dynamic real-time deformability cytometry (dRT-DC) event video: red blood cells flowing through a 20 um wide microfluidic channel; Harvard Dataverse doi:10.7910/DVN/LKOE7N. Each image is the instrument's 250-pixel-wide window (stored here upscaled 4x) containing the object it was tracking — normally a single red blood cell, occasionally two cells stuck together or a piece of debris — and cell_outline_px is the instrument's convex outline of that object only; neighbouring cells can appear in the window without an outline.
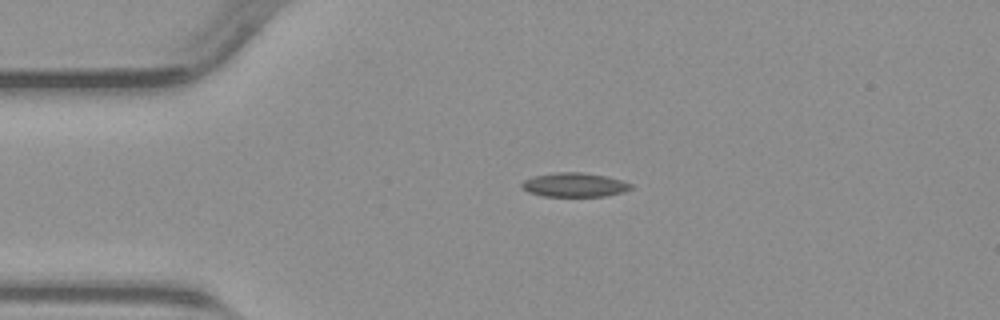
{"species": "common noctule bat (a hibernating species)", "species_latin": "Nyctalus noctula", "temperature_condition": "warm", "stored_images_in_passage": 40, "camera_frame_rate_fps": 3000, "um_per_image_px": 0.085, "animal": {"sex": "male", "body_mass_g": 23.1, "forearm_length_mm": 52.7}, "frame": {"image": 1, "passage_image": 1, "time_ms": 0.0, "image_size_px": [1000, 320], "cell_outline_px": [[632, 188], [624, 192], [604, 196], [544, 196], [528, 192], [520, 188], [520, 184], [524, 180], [532, 176], [556, 172], [584, 172], [608, 176], [632, 184]], "centroid_in_image_um": [48.8, 15.7], "position_along_channel_um": 36.2, "area_um2": 15.49}}
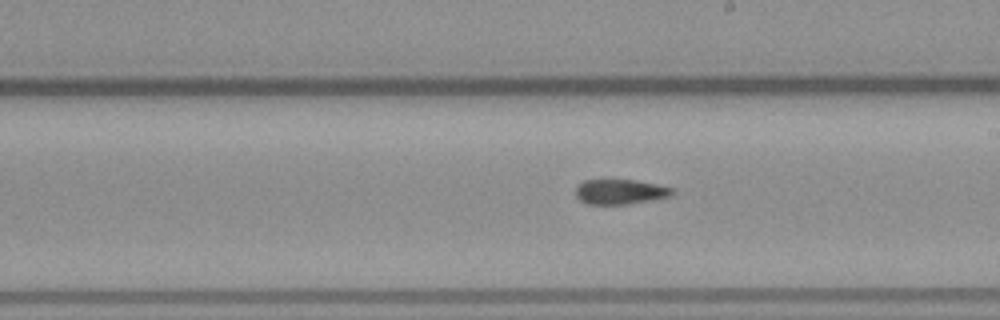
{"frame": {"image": 2, "passage_image": 18, "time_ms": 5.667, "image_size_px": [1000, 320], "cell_outline_px": [[676, 192], [672, 196], [652, 200], [628, 204], [588, 204], [580, 200], [576, 196], [576, 188], [584, 180], [636, 180], [676, 188]], "centroid_in_image_um": [52.79, 16.3], "position_along_channel_um": 236.2, "area_um2": 14.16}}
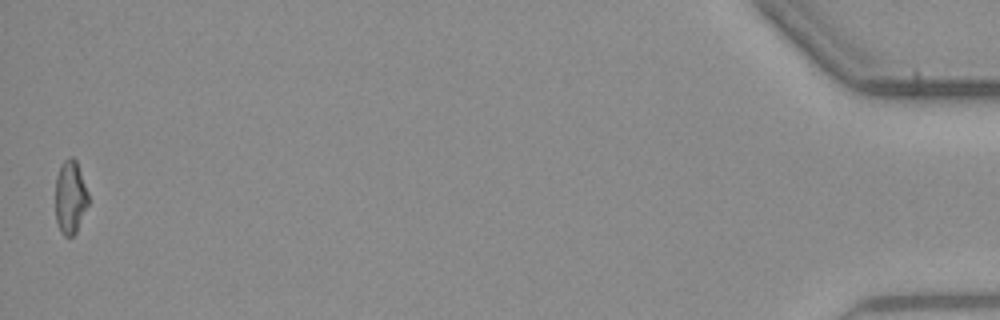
{"frame": {"image": 3, "passage_image": 40, "time_ms": 13.0, "image_size_px": [1000, 320], "cell_outline_px": [[88, 204], [76, 232], [72, 236], [64, 236], [60, 232], [56, 220], [56, 176], [60, 164], [68, 156], [72, 156], [76, 160], [88, 192]], "centroid_in_image_um": [5.96, 16.73], "position_along_channel_um": 429.2, "area_um2": 14.1}}